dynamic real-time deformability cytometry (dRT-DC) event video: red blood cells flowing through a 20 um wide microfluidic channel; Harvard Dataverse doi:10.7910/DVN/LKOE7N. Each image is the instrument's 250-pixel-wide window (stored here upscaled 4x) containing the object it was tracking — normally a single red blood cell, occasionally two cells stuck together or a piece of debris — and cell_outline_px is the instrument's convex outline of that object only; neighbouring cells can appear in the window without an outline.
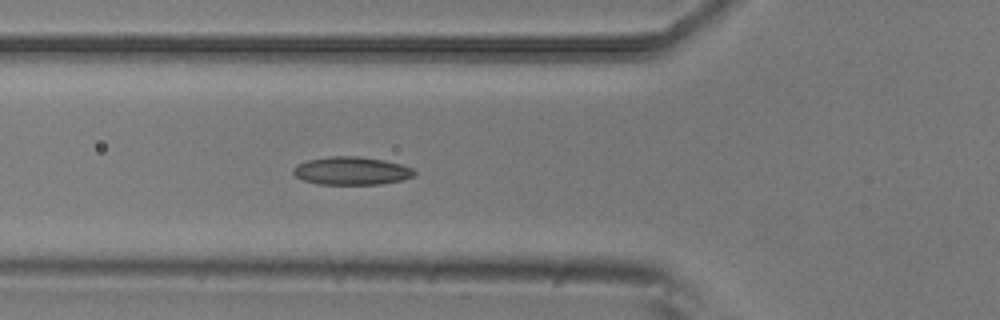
{"species": "common noctule bat (a hibernating species)", "species_latin": "Nyctalus noctula", "temperature_condition": "room temperature", "stored_images_in_passage": 6, "camera_frame_rate_fps": 3000, "um_per_image_px": 0.085, "animal": {"sex": "male", "body_mass_g": 20.5, "forearm_length_mm": 52.5}, "frame": {"image": 1, "passage_image": 6, "time_ms": 1.667, "image_size_px": [1000, 320], "cell_outline_px": [[416, 172], [412, 176], [400, 180], [380, 184], [316, 184], [304, 180], [296, 176], [292, 172], [292, 168], [296, 164], [308, 160], [332, 156], [360, 156], [384, 160], [400, 164], [412, 168]], "centroid_in_image_um": [29.84, 14.51], "position_along_channel_um": 96.0, "area_um2": 19.71}}